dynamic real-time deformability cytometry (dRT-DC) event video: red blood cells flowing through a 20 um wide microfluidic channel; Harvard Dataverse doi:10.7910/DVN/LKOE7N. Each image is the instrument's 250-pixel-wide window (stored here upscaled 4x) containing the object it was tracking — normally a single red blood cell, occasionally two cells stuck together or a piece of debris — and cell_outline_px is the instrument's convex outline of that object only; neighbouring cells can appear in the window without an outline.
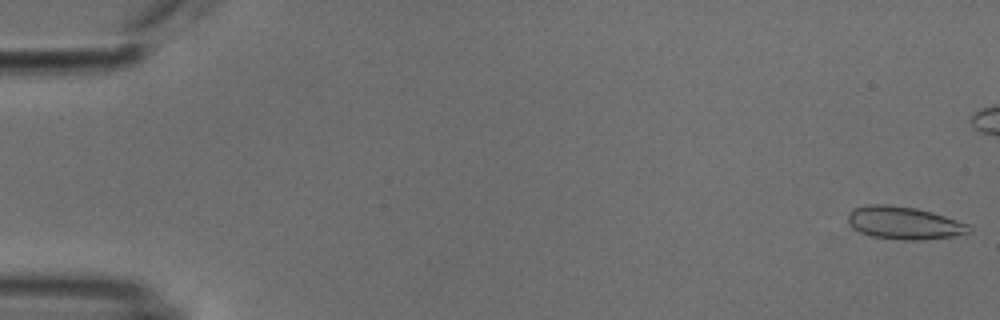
{"species": "common noctule bat (a hibernating species)", "species_latin": "Nyctalus noctula", "temperature_condition": "cold", "stored_images_in_passage": 36, "camera_frame_rate_fps": 3000, "um_per_image_px": 0.085, "animal": {"sex": "male", "body_mass_g": 18.8}, "frame": {"image": 1, "passage_image": 1, "time_ms": 0.0, "image_size_px": [1000, 320], "cell_outline_px": [[972, 232], [952, 236], [920, 240], [904, 240], [872, 236], [860, 232], [852, 228], [848, 224], [848, 212], [852, 208], [868, 204], [888, 204], [916, 208], [932, 212], [968, 224], [972, 228]], "centroid_in_image_um": [76.81, 18.94], "position_along_channel_um": 8.2, "area_um2": 23.18}}
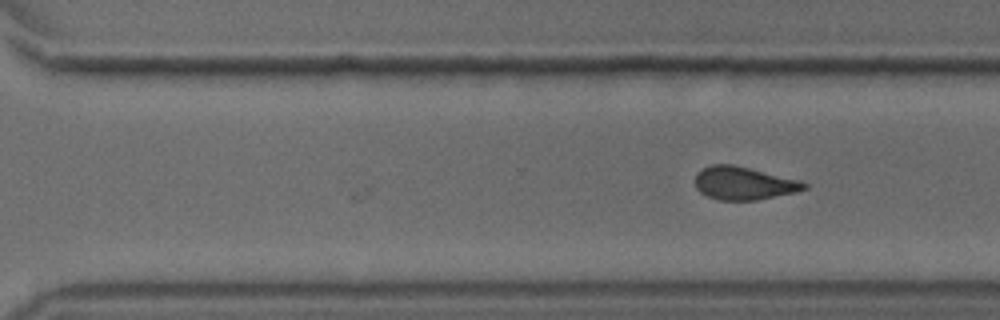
{"frame": {"image": 2, "passage_image": 36, "time_ms": 11.667, "image_size_px": [1000, 320], "cell_outline_px": [[808, 188], [796, 192], [756, 200], [720, 200], [708, 196], [700, 192], [696, 188], [696, 172], [712, 164], [732, 164], [800, 180], [808, 184]], "centroid_in_image_um": [63.23, 15.57], "position_along_channel_um": 307.4, "area_um2": 20.87}}